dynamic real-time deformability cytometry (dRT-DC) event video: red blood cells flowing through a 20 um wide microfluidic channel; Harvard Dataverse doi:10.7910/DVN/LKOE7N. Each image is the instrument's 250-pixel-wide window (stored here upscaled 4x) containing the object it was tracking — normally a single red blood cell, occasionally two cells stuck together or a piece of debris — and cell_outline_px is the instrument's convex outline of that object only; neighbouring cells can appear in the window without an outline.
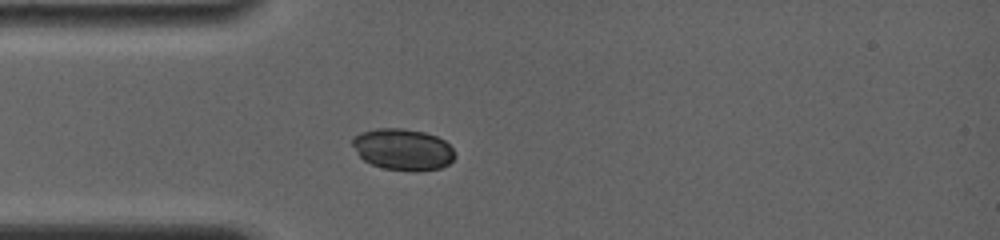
{"species": "common noctule bat (a hibernating species)", "species_latin": "Nyctalus noctula", "temperature_condition": "room temperature", "stored_images_in_passage": 7, "camera_frame_rate_fps": 4000, "um_per_image_px": 0.085, "animal": {"sex": "female", "body_mass_g": 19.0, "forearm_length_mm": 56.7}, "frame": {"image": 1, "passage_image": 1, "time_ms": 0.0, "image_size_px": [1000, 240], "cell_outline_px": [[456, 156], [448, 164], [440, 168], [384, 168], [372, 164], [364, 160], [360, 156], [352, 144], [352, 136], [360, 132], [376, 128], [404, 128], [424, 132], [436, 136], [444, 140], [452, 148]], "centroid_in_image_um": [34.21, 12.63], "position_along_channel_um": 50.8, "area_um2": 24.04}}
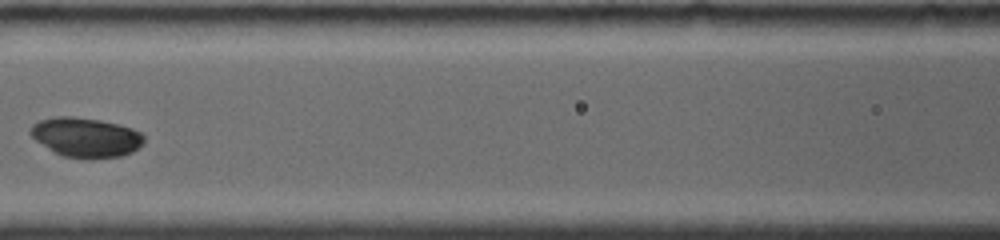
{"frame": {"image": 2, "passage_image": 5, "time_ms": 3.0, "image_size_px": [1000, 240], "cell_outline_px": [[144, 140], [140, 148], [132, 152], [120, 156], [60, 156], [36, 140], [28, 132], [32, 124], [40, 120], [52, 116], [72, 116], [100, 120], [132, 128], [140, 132], [144, 136]], "centroid_in_image_um": [7.27, 11.63], "position_along_channel_um": 159.3, "area_um2": 25.66}}
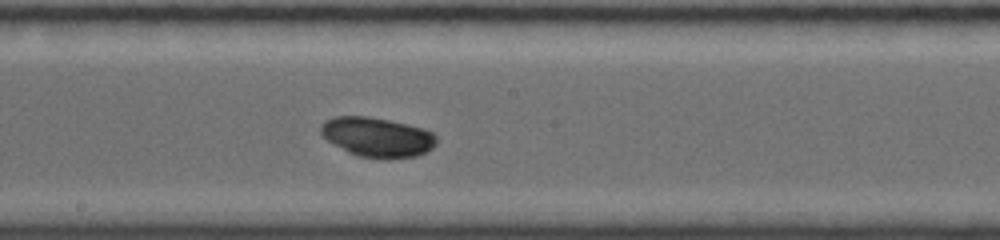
{"frame": {"image": 3, "passage_image": 7, "time_ms": 4.5, "image_size_px": [1000, 240], "cell_outline_px": [[436, 144], [432, 148], [416, 156], [388, 160], [384, 160], [356, 156], [348, 152], [328, 140], [320, 132], [320, 124], [324, 120], [336, 116], [368, 116], [408, 124], [424, 128], [432, 132], [436, 136]], "centroid_in_image_um": [32.07, 11.66], "position_along_channel_um": 216.1, "area_um2": 26.99}}